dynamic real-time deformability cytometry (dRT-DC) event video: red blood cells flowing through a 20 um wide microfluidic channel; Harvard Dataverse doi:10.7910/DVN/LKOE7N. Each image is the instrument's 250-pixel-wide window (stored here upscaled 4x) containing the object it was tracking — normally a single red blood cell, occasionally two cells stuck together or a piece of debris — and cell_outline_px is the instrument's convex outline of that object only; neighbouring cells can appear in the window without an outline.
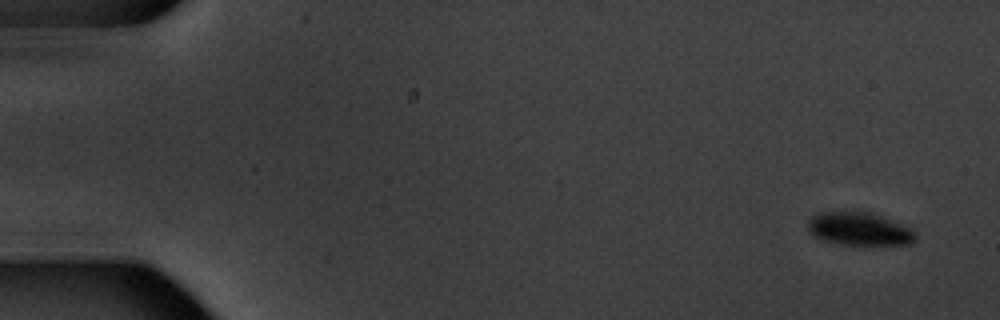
{"species": "common noctule bat (a hibernating species)", "species_latin": "Nyctalus noctula", "temperature_condition": "warm", "stored_images_in_passage": 8, "camera_frame_rate_fps": 3000, "um_per_image_px": 0.085, "animal": {"sex": "male", "body_mass_g": 20.1, "forearm_length_mm": 53.5}, "frame": {"image": 1, "passage_image": 1, "time_ms": 0.0, "image_size_px": [1000, 320], "cell_outline_px": [[916, 240], [912, 244], [840, 244], [824, 240], [808, 232], [808, 220], [812, 216], [820, 212], [872, 212], [900, 224], [908, 228], [916, 236]], "centroid_in_image_um": [73.0, 19.45], "position_along_channel_um": 12.0, "area_um2": 20.29}}
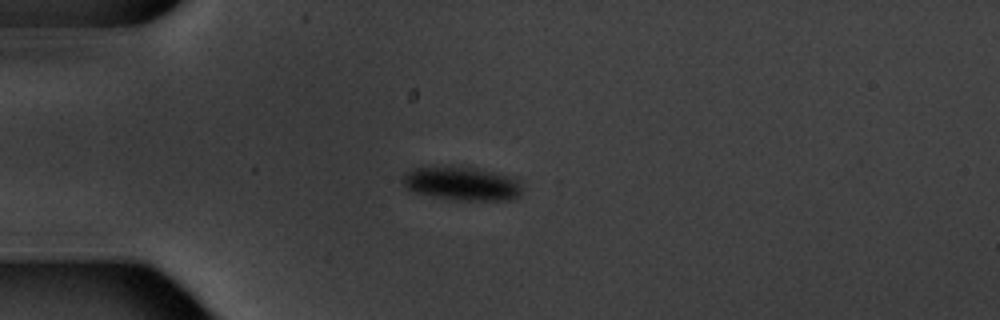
{"frame": {"image": 2, "passage_image": 5, "time_ms": 4.333, "image_size_px": [1000, 320], "cell_outline_px": [[520, 196], [516, 200], [452, 200], [416, 192], [408, 188], [400, 180], [412, 168], [472, 168], [492, 172], [508, 176], [516, 180], [520, 184]], "centroid_in_image_um": [39.29, 15.64], "position_along_channel_um": 45.7, "area_um2": 22.66}}